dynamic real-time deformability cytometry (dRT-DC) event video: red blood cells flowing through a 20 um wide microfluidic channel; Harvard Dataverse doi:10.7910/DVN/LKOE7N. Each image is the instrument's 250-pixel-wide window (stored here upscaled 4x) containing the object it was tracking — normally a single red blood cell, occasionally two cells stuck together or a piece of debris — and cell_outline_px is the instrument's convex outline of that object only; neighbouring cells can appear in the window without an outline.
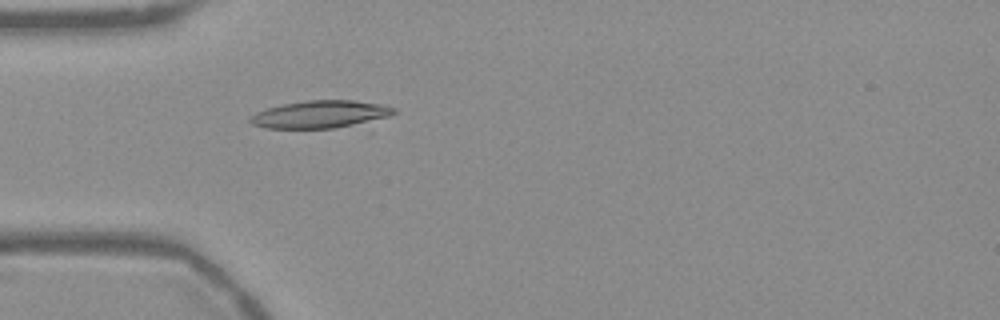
{"species": "Egyptian fruit bat (a non-hibernating species)", "species_latin": "Rousettus aegyptiacus", "temperature_condition": "warm", "stored_images_in_passage": 53, "camera_frame_rate_fps": 3000, "um_per_image_px": 0.085, "frame": {"image": 1, "passage_image": 15, "time_ms": 4.667, "image_size_px": [1000, 320], "cell_outline_px": [[396, 112], [372, 132], [268, 128], [252, 124], [248, 120], [248, 116], [256, 112], [268, 108], [284, 104], [308, 100], [352, 100], [380, 104], [396, 108]], "centroid_in_image_um": [27.58, 9.84], "position_along_channel_um": 57.4, "area_um2": 26.18}}
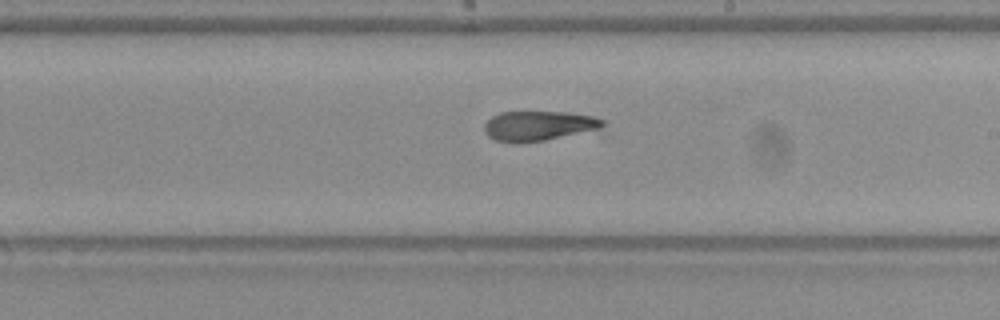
{"frame": {"image": 2, "passage_image": 30, "time_ms": 9.667, "image_size_px": [1000, 320], "cell_outline_px": [[604, 124], [600, 128], [544, 140], [496, 140], [488, 136], [484, 132], [484, 124], [492, 116], [500, 112], [564, 112], [592, 116], [604, 120]], "centroid_in_image_um": [45.76, 10.65], "position_along_channel_um": 243.2, "area_um2": 19.65}}
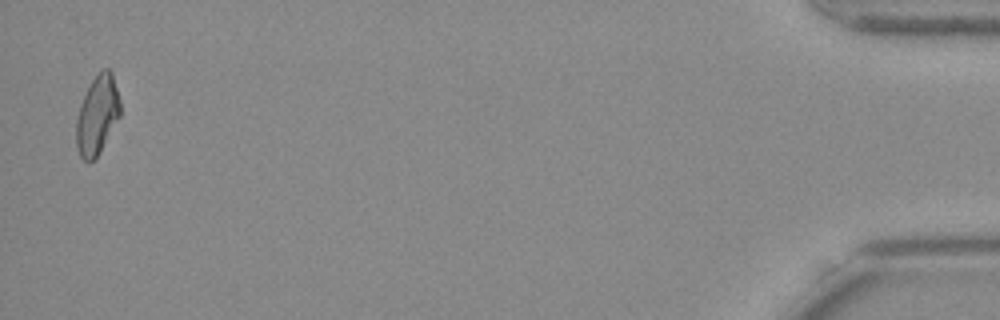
{"frame": {"image": 3, "passage_image": 52, "time_ms": 17.0, "image_size_px": [1000, 320], "cell_outline_px": [[120, 116], [100, 152], [88, 164], [80, 156], [76, 144], [76, 120], [80, 104], [92, 80], [104, 68], [108, 68], [112, 72], [120, 100]], "centroid_in_image_um": [8.27, 9.8], "position_along_channel_um": 426.9, "area_um2": 20.06}}